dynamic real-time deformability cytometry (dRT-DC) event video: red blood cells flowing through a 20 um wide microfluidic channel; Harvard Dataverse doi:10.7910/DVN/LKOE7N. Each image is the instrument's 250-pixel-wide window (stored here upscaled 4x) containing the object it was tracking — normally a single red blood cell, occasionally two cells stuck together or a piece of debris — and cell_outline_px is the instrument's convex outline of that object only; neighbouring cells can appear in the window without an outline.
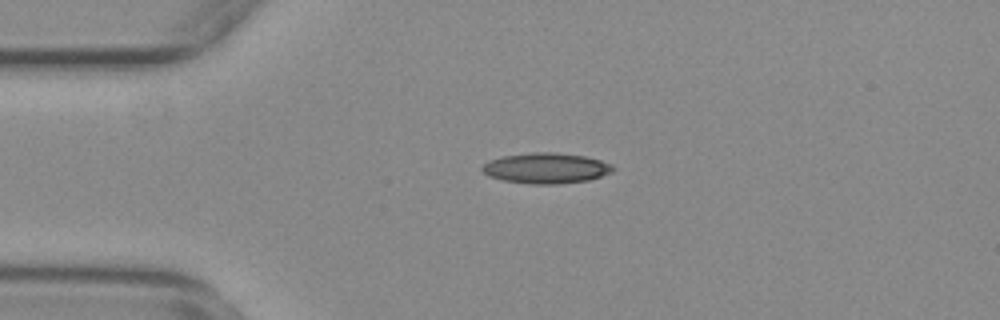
{"species": "common noctule bat (a hibernating species)", "species_latin": "Nyctalus noctula", "temperature_condition": "warm", "stored_images_in_passage": 43, "camera_frame_rate_fps": 3000, "um_per_image_px": 0.085, "animal": {"sex": "female", "body_mass_g": 29.2, "forearm_length_mm": 56.3}, "frame": {"image": 1, "passage_image": 1, "time_ms": 0.0, "image_size_px": [1000, 320], "cell_outline_px": [[616, 168], [612, 172], [588, 180], [560, 184], [532, 184], [504, 180], [488, 176], [480, 168], [488, 160], [504, 156], [532, 152], [552, 152], [584, 156], [600, 160], [612, 164]], "centroid_in_image_um": [46.42, 14.29], "position_along_channel_um": 38.6, "area_um2": 23.24}}
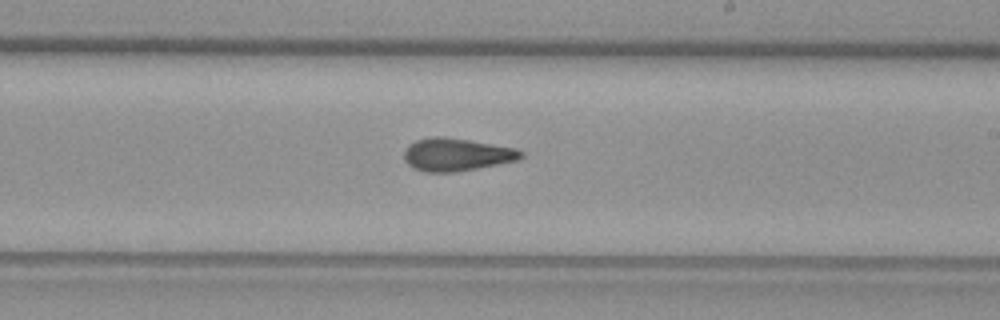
{"frame": {"image": 2, "passage_image": 20, "time_ms": 6.333, "image_size_px": [1000, 320], "cell_outline_px": [[524, 156], [520, 160], [456, 172], [424, 172], [412, 168], [404, 160], [404, 148], [408, 144], [416, 140], [428, 136], [444, 136], [516, 148], [524, 152]], "centroid_in_image_um": [38.78, 13.13], "position_along_channel_um": 250.2, "area_um2": 22.66}}
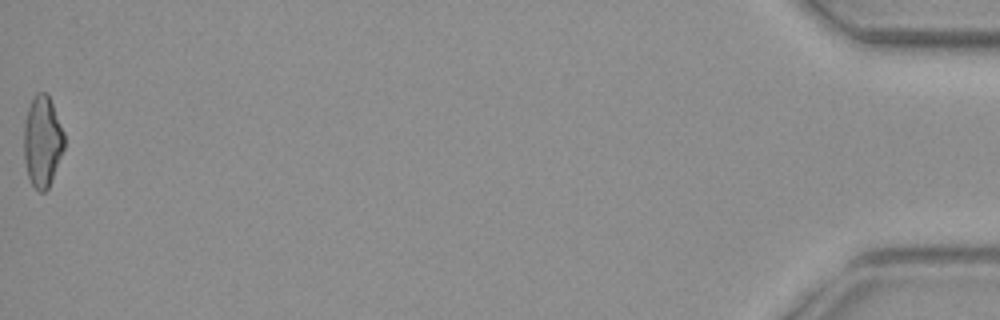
{"frame": {"image": 3, "passage_image": 43, "time_ms": 14.0, "image_size_px": [1000, 320], "cell_outline_px": [[64, 148], [48, 188], [44, 192], [40, 192], [32, 184], [28, 176], [24, 160], [24, 124], [28, 108], [36, 92], [48, 92], [64, 132]], "centroid_in_image_um": [3.6, 11.99], "position_along_channel_um": 431.6, "area_um2": 21.33}, "authors_computed_cell_mechanics": {"area_um2": 21.7906, "velocity_mm_per_s": 3.7838, "shape_relaxation_time_tau1_ms": null, "shape_relaxation_time_tau2_ms": 3.1321, "deformation_change_tau1": null, "deformation_change_tau2": 0.1195}}